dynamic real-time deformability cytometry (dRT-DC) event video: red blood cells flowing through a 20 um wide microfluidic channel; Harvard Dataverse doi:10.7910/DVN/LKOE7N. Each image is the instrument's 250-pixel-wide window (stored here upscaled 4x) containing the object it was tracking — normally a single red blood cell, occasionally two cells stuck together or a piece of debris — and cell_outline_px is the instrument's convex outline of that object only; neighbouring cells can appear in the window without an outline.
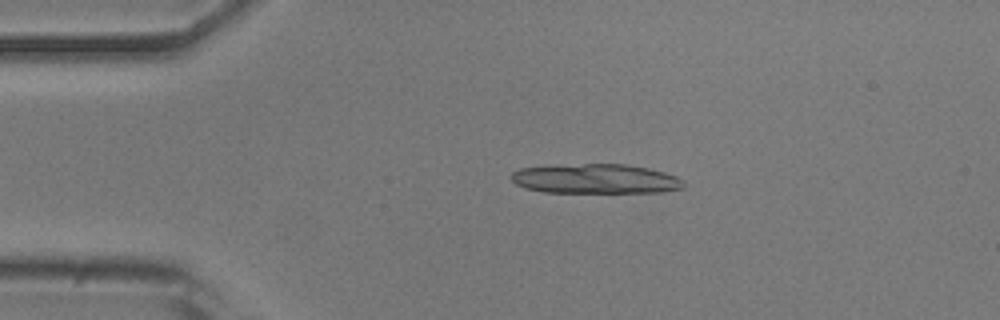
{"species": "common noctule bat (a hibernating species)", "species_latin": "Nyctalus noctula", "temperature_condition": "room temperature", "stored_images_in_passage": 22, "camera_frame_rate_fps": 3000, "um_per_image_px": 0.085, "animal": {"sex": "male", "body_mass_g": 20.5, "forearm_length_mm": 52.5}, "frame": {"image": 1, "passage_image": 1, "time_ms": 0.0, "image_size_px": [1000, 320], "cell_outline_px": [[684, 188], [660, 192], [544, 192], [524, 188], [516, 184], [512, 180], [512, 172], [520, 168], [584, 164], [628, 164], [648, 168], [664, 172], [676, 176], [684, 180]], "centroid_in_image_um": [50.66, 15.2], "position_along_channel_um": 34.3, "area_um2": 29.59}}